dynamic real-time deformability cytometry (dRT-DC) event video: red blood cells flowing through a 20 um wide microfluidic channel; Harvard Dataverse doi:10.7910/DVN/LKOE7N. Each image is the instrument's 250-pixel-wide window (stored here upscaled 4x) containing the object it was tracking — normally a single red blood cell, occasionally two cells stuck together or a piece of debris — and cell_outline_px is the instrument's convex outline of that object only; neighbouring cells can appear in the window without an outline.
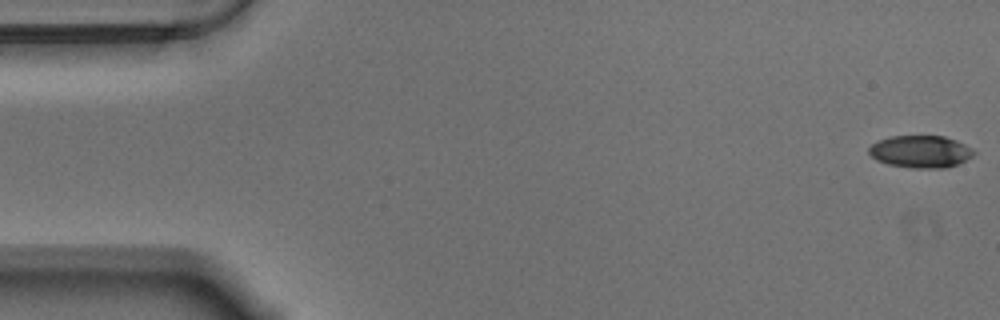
{"species": "Egyptian fruit bat (a non-hibernating species)", "species_latin": "Rousettus aegyptiacus", "temperature_condition": "warm", "stored_images_in_passage": 57, "camera_frame_rate_fps": 3000, "um_per_image_px": 0.085, "animal": {"sex": "male"}, "frame": {"image": 1, "passage_image": 1, "time_ms": 0.0, "image_size_px": [1000, 320], "cell_outline_px": [[976, 152], [972, 156], [948, 168], [912, 168], [888, 164], [876, 160], [868, 152], [868, 148], [872, 144], [880, 140], [892, 136], [944, 136], [956, 140], [972, 148]], "centroid_in_image_um": [78.25, 12.89], "position_along_channel_um": 6.8, "area_um2": 19.65}}
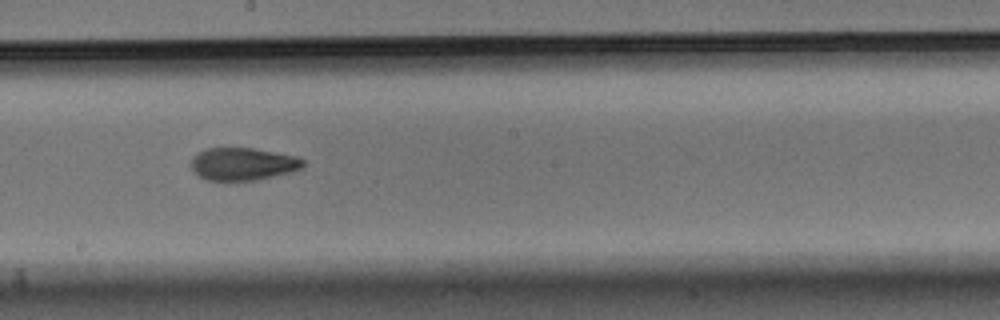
{"frame": {"image": 2, "passage_image": 31, "time_ms": 10.0, "image_size_px": [1000, 320], "cell_outline_px": [[304, 168], [292, 172], [256, 180], [208, 180], [200, 176], [192, 168], [192, 156], [196, 152], [204, 148], [252, 148], [276, 152], [296, 156], [304, 160]], "centroid_in_image_um": [20.67, 13.92], "position_along_channel_um": 227.5, "area_um2": 21.33}}
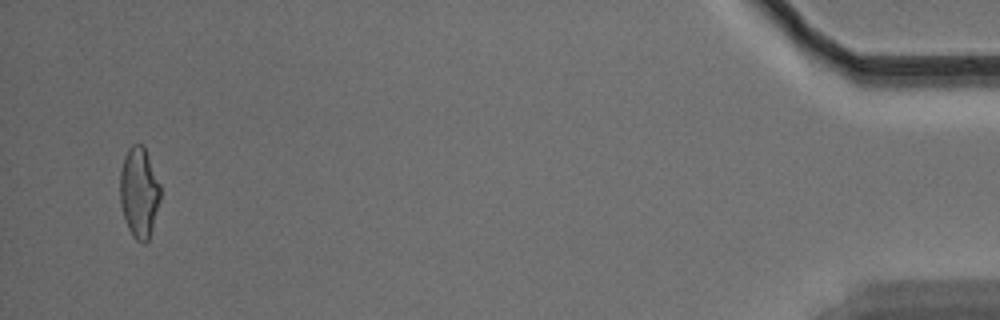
{"frame": {"image": 3, "passage_image": 55, "time_ms": 18.0, "image_size_px": [1000, 320], "cell_outline_px": [[160, 200], [152, 228], [148, 240], [144, 244], [136, 240], [132, 236], [128, 228], [120, 204], [120, 172], [124, 156], [128, 148], [132, 144], [144, 144], [160, 184]], "centroid_in_image_um": [11.82, 16.33], "position_along_channel_um": 423.4, "area_um2": 21.39}, "authors_computed_cell_mechanics": {"area_um2": 21.5016, "velocity_mm_per_s": 3.5329, "shape_relaxation_time_tau1_ms": 4.2972, "shape_relaxation_time_tau2_ms": 2.17, "deformation_change_tau1": 0.1685, "deformation_change_tau2": 0.0852}}